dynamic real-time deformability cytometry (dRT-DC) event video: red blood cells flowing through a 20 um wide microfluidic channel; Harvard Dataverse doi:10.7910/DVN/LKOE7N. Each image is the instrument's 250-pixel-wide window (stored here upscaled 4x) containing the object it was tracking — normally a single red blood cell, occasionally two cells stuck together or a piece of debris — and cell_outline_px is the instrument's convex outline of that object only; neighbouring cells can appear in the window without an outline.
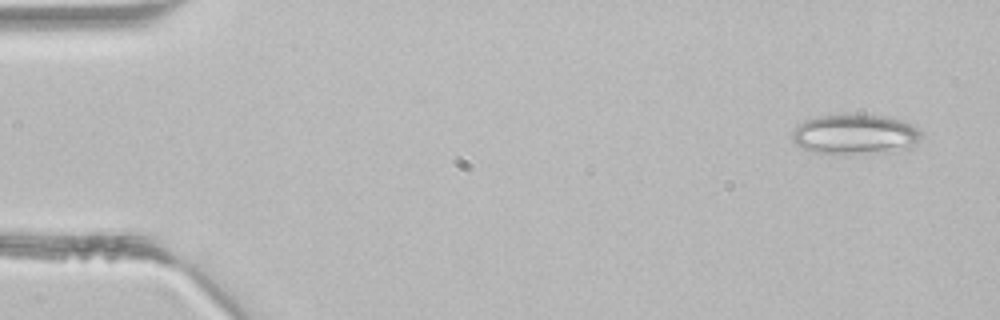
{"species": "common noctule bat (a hibernating species)", "species_latin": "Nyctalus noctula", "temperature_condition": "room temperature", "stored_images_in_passage": 4, "camera_frame_rate_fps": 3000, "um_per_image_px": 0.085, "animal": {"sex": "male", "body_mass_g": 21.5, "forearm_length_mm": 52.0}, "frame": {"image": 1, "passage_image": 1, "time_ms": 0.0, "image_size_px": [1000, 320], "cell_outline_px": [[920, 136], [912, 148], [888, 152], [852, 156], [836, 156], [812, 152], [796, 144], [792, 140], [792, 132], [804, 120], [820, 116], [888, 116], [904, 120], [920, 128]], "centroid_in_image_um": [72.7, 11.48], "position_along_channel_um": 12.3, "area_um2": 30.69}}